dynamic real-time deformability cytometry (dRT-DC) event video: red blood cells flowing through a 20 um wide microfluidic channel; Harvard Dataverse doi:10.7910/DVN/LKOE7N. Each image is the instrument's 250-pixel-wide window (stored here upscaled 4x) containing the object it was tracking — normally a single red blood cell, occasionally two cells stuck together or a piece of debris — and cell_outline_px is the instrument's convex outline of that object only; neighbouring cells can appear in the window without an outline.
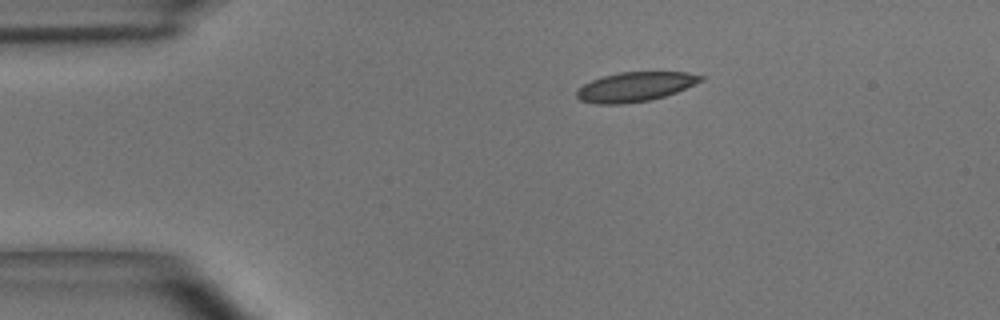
{"species": "common noctule bat (a hibernating species)", "species_latin": "Nyctalus noctula", "temperature_condition": "room temperature", "stored_images_in_passage": 2, "camera_frame_rate_fps": 3000, "um_per_image_px": 0.085, "animal": {"sex": "male", "body_mass_g": 15.6}, "frame": {"image": 1, "passage_image": 1, "time_ms": 0.0, "image_size_px": [1000, 320], "cell_outline_px": [[704, 80], [676, 92], [664, 96], [648, 100], [624, 104], [596, 104], [580, 100], [576, 96], [576, 92], [584, 84], [592, 80], [604, 76], [620, 72], [688, 72], [704, 76]], "centroid_in_image_um": [54.0, 7.37], "position_along_channel_um": 31.0, "area_um2": 21.15}}